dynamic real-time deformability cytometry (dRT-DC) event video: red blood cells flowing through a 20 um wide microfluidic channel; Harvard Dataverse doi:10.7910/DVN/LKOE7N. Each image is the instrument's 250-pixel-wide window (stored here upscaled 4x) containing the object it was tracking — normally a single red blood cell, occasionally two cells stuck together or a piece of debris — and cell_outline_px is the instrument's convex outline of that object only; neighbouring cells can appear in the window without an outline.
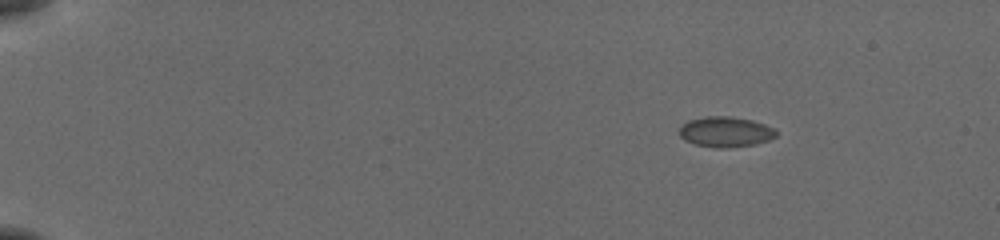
{"species": "common noctule bat (a hibernating species)", "species_latin": "Nyctalus noctula", "temperature_condition": "cold", "stored_images_in_passage": 49, "camera_frame_rate_fps": 3000, "um_per_image_px": 0.085, "animal": {"sex": "female", "body_mass_g": 19.5, "forearm_length_mm": 54.1}, "frame": {"image": 1, "passage_image": 1, "time_ms": 0.0, "image_size_px": [1000, 240], "cell_outline_px": [[776, 136], [768, 140], [752, 144], [724, 148], [716, 148], [696, 144], [684, 140], [680, 136], [680, 128], [688, 120], [708, 116], [728, 116], [752, 120], [776, 128]], "centroid_in_image_um": [61.67, 11.2], "position_along_channel_um": 23.3, "area_um2": 16.94}}
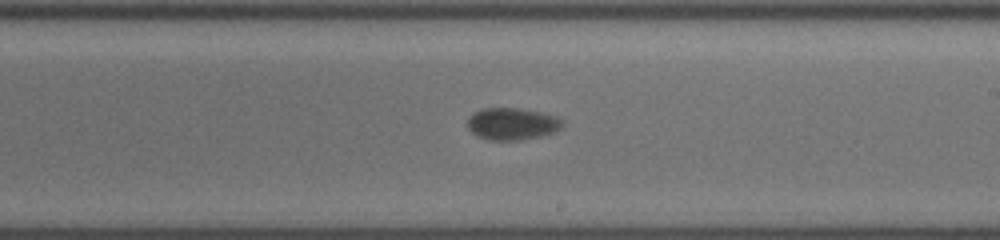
{"frame": {"image": 2, "passage_image": 28, "time_ms": 9.0, "image_size_px": [1000, 240], "cell_outline_px": [[564, 124], [560, 128], [552, 132], [540, 136], [520, 140], [488, 140], [472, 132], [468, 128], [468, 116], [484, 108], [520, 108], [540, 112], [556, 116]], "centroid_in_image_um": [43.52, 10.52], "position_along_channel_um": 245.5, "area_um2": 17.51}}
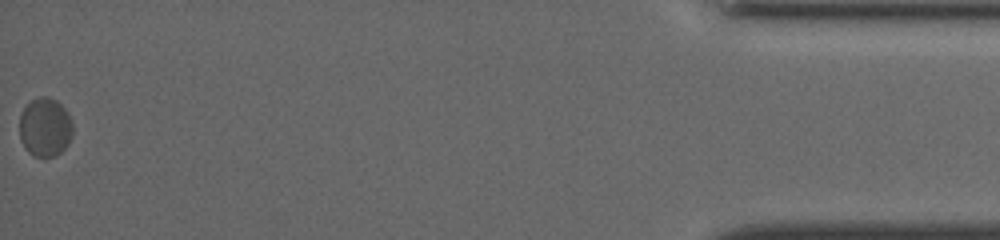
{"frame": {"image": 3, "passage_image": 49, "time_ms": 16.0, "image_size_px": [1000, 240], "cell_outline_px": [[72, 136], [68, 144], [56, 156], [36, 156], [28, 152], [20, 140], [20, 116], [24, 108], [32, 100], [40, 96], [48, 96], [56, 100], [68, 112], [72, 120]], "centroid_in_image_um": [3.84, 10.8], "position_along_channel_um": 431.4, "area_um2": 18.26}, "authors_computed_cell_mechanics": {"area_um2": 17.34, "velocity_mm_per_s": 3.7855, "shape_relaxation_time_tau1_ms": 1.0151, "shape_relaxation_time_tau2_ms": null, "deformation_change_tau1": 0.0491, "deformation_change_tau2": null}}